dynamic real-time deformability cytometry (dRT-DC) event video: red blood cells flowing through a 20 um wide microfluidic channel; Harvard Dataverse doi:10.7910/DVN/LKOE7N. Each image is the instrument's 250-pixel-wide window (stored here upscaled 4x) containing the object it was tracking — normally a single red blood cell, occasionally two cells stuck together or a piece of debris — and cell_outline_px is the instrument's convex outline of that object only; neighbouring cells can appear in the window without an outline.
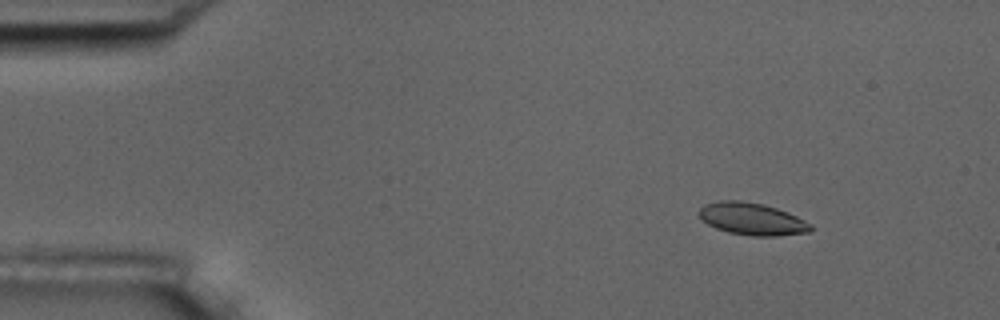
{"species": "common noctule bat (a hibernating species)", "species_latin": "Nyctalus noctula", "temperature_condition": "room temperature", "stored_images_in_passage": 5, "camera_frame_rate_fps": 3000, "um_per_image_px": 0.085, "animal": {"sex": "male", "body_mass_g": 17.5, "forearm_length_mm": 52.3}, "frame": {"image": 1, "passage_image": 3, "time_ms": 2.333, "image_size_px": [1000, 320], "cell_outline_px": [[812, 228], [808, 232], [776, 236], [752, 236], [728, 232], [716, 228], [708, 224], [700, 216], [700, 208], [704, 204], [720, 200], [740, 200], [764, 204], [788, 212], [812, 224]], "centroid_in_image_um": [63.93, 18.6], "position_along_channel_um": 21.1, "area_um2": 20.87}}